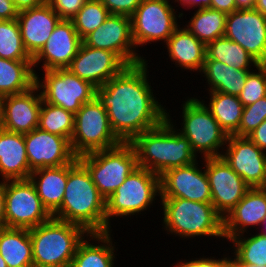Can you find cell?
I'll list each match as a JSON object with an SVG mask.
<instances>
[{"label": "cell", "mask_w": 266, "mask_h": 267, "mask_svg": "<svg viewBox=\"0 0 266 267\" xmlns=\"http://www.w3.org/2000/svg\"><path fill=\"white\" fill-rule=\"evenodd\" d=\"M147 68V61L128 65L96 87L95 97L106 109L111 129L122 143H130L167 118V110L154 97Z\"/></svg>", "instance_id": "obj_1"}, {"label": "cell", "mask_w": 266, "mask_h": 267, "mask_svg": "<svg viewBox=\"0 0 266 267\" xmlns=\"http://www.w3.org/2000/svg\"><path fill=\"white\" fill-rule=\"evenodd\" d=\"M52 217L83 227L88 233H106V203L78 158L68 164L61 206Z\"/></svg>", "instance_id": "obj_2"}, {"label": "cell", "mask_w": 266, "mask_h": 267, "mask_svg": "<svg viewBox=\"0 0 266 267\" xmlns=\"http://www.w3.org/2000/svg\"><path fill=\"white\" fill-rule=\"evenodd\" d=\"M171 116L158 126L136 136L130 144L133 146L138 166L158 176L166 170L183 167L197 161L188 139L177 131Z\"/></svg>", "instance_id": "obj_3"}, {"label": "cell", "mask_w": 266, "mask_h": 267, "mask_svg": "<svg viewBox=\"0 0 266 267\" xmlns=\"http://www.w3.org/2000/svg\"><path fill=\"white\" fill-rule=\"evenodd\" d=\"M29 233L34 267H70L79 243L89 234L79 225L54 217Z\"/></svg>", "instance_id": "obj_4"}, {"label": "cell", "mask_w": 266, "mask_h": 267, "mask_svg": "<svg viewBox=\"0 0 266 267\" xmlns=\"http://www.w3.org/2000/svg\"><path fill=\"white\" fill-rule=\"evenodd\" d=\"M163 209V227L180 238L207 236L223 238V218L212 203L183 198H160Z\"/></svg>", "instance_id": "obj_5"}, {"label": "cell", "mask_w": 266, "mask_h": 267, "mask_svg": "<svg viewBox=\"0 0 266 267\" xmlns=\"http://www.w3.org/2000/svg\"><path fill=\"white\" fill-rule=\"evenodd\" d=\"M160 197V176L138 166L126 180L105 200L106 232L112 231L111 222L114 217H131L147 210L155 197ZM124 216V217H123ZM112 218V219H110Z\"/></svg>", "instance_id": "obj_6"}, {"label": "cell", "mask_w": 266, "mask_h": 267, "mask_svg": "<svg viewBox=\"0 0 266 267\" xmlns=\"http://www.w3.org/2000/svg\"><path fill=\"white\" fill-rule=\"evenodd\" d=\"M182 105V121L180 129H176L190 142L193 152L204 158L221 157L227 144L228 135L221 128L205 104L191 97ZM222 149L220 151L219 149Z\"/></svg>", "instance_id": "obj_7"}, {"label": "cell", "mask_w": 266, "mask_h": 267, "mask_svg": "<svg viewBox=\"0 0 266 267\" xmlns=\"http://www.w3.org/2000/svg\"><path fill=\"white\" fill-rule=\"evenodd\" d=\"M89 171L100 195L106 200L138 167L137 156L130 143L94 151L78 157Z\"/></svg>", "instance_id": "obj_8"}, {"label": "cell", "mask_w": 266, "mask_h": 267, "mask_svg": "<svg viewBox=\"0 0 266 267\" xmlns=\"http://www.w3.org/2000/svg\"><path fill=\"white\" fill-rule=\"evenodd\" d=\"M70 143L77 157L122 143L112 131L107 111L96 97L84 103L75 114Z\"/></svg>", "instance_id": "obj_9"}, {"label": "cell", "mask_w": 266, "mask_h": 267, "mask_svg": "<svg viewBox=\"0 0 266 267\" xmlns=\"http://www.w3.org/2000/svg\"><path fill=\"white\" fill-rule=\"evenodd\" d=\"M43 72V79L36 75V85L43 100L51 105L76 114L84 103L92 101L96 96V87L67 68Z\"/></svg>", "instance_id": "obj_10"}, {"label": "cell", "mask_w": 266, "mask_h": 267, "mask_svg": "<svg viewBox=\"0 0 266 267\" xmlns=\"http://www.w3.org/2000/svg\"><path fill=\"white\" fill-rule=\"evenodd\" d=\"M169 0H142L136 11L130 16L132 36L135 47L147 43L162 41L167 42L173 32L180 26L177 17H183V13L176 15Z\"/></svg>", "instance_id": "obj_11"}, {"label": "cell", "mask_w": 266, "mask_h": 267, "mask_svg": "<svg viewBox=\"0 0 266 267\" xmlns=\"http://www.w3.org/2000/svg\"><path fill=\"white\" fill-rule=\"evenodd\" d=\"M4 197L6 227L32 229L52 217L30 179L4 181Z\"/></svg>", "instance_id": "obj_12"}, {"label": "cell", "mask_w": 266, "mask_h": 267, "mask_svg": "<svg viewBox=\"0 0 266 267\" xmlns=\"http://www.w3.org/2000/svg\"><path fill=\"white\" fill-rule=\"evenodd\" d=\"M82 41L87 46L115 53L127 66L146 61L145 57L135 52L130 16L110 14Z\"/></svg>", "instance_id": "obj_13"}, {"label": "cell", "mask_w": 266, "mask_h": 267, "mask_svg": "<svg viewBox=\"0 0 266 267\" xmlns=\"http://www.w3.org/2000/svg\"><path fill=\"white\" fill-rule=\"evenodd\" d=\"M203 160L211 189V203L215 211L224 219L250 187L222 157Z\"/></svg>", "instance_id": "obj_14"}, {"label": "cell", "mask_w": 266, "mask_h": 267, "mask_svg": "<svg viewBox=\"0 0 266 267\" xmlns=\"http://www.w3.org/2000/svg\"><path fill=\"white\" fill-rule=\"evenodd\" d=\"M224 37L238 43L259 64L265 61L266 17L255 8L227 14Z\"/></svg>", "instance_id": "obj_15"}, {"label": "cell", "mask_w": 266, "mask_h": 267, "mask_svg": "<svg viewBox=\"0 0 266 267\" xmlns=\"http://www.w3.org/2000/svg\"><path fill=\"white\" fill-rule=\"evenodd\" d=\"M221 157L250 188L266 187V154L248 137L228 136Z\"/></svg>", "instance_id": "obj_16"}, {"label": "cell", "mask_w": 266, "mask_h": 267, "mask_svg": "<svg viewBox=\"0 0 266 267\" xmlns=\"http://www.w3.org/2000/svg\"><path fill=\"white\" fill-rule=\"evenodd\" d=\"M193 164L166 170L160 175L159 198H183L195 202L211 203V189L205 168ZM199 168V169H198Z\"/></svg>", "instance_id": "obj_17"}, {"label": "cell", "mask_w": 266, "mask_h": 267, "mask_svg": "<svg viewBox=\"0 0 266 267\" xmlns=\"http://www.w3.org/2000/svg\"><path fill=\"white\" fill-rule=\"evenodd\" d=\"M24 141L31 171L67 165L78 158L69 139L39 128L24 134Z\"/></svg>", "instance_id": "obj_18"}, {"label": "cell", "mask_w": 266, "mask_h": 267, "mask_svg": "<svg viewBox=\"0 0 266 267\" xmlns=\"http://www.w3.org/2000/svg\"><path fill=\"white\" fill-rule=\"evenodd\" d=\"M82 39L71 20L61 19L55 26L45 45L32 58L33 68L42 70L66 69L77 55ZM44 62L42 65L40 63Z\"/></svg>", "instance_id": "obj_19"}, {"label": "cell", "mask_w": 266, "mask_h": 267, "mask_svg": "<svg viewBox=\"0 0 266 267\" xmlns=\"http://www.w3.org/2000/svg\"><path fill=\"white\" fill-rule=\"evenodd\" d=\"M126 66L115 53L96 49L82 42L67 69L94 87H101Z\"/></svg>", "instance_id": "obj_20"}, {"label": "cell", "mask_w": 266, "mask_h": 267, "mask_svg": "<svg viewBox=\"0 0 266 267\" xmlns=\"http://www.w3.org/2000/svg\"><path fill=\"white\" fill-rule=\"evenodd\" d=\"M42 101V94L37 85L26 92L4 96L2 111L4 129L26 134L38 128Z\"/></svg>", "instance_id": "obj_21"}, {"label": "cell", "mask_w": 266, "mask_h": 267, "mask_svg": "<svg viewBox=\"0 0 266 267\" xmlns=\"http://www.w3.org/2000/svg\"><path fill=\"white\" fill-rule=\"evenodd\" d=\"M60 20L58 13L47 1L38 7L18 13L22 42L32 58L45 45Z\"/></svg>", "instance_id": "obj_22"}, {"label": "cell", "mask_w": 266, "mask_h": 267, "mask_svg": "<svg viewBox=\"0 0 266 267\" xmlns=\"http://www.w3.org/2000/svg\"><path fill=\"white\" fill-rule=\"evenodd\" d=\"M266 216V187L250 188L223 219V234L228 241L247 233L249 226H260Z\"/></svg>", "instance_id": "obj_23"}, {"label": "cell", "mask_w": 266, "mask_h": 267, "mask_svg": "<svg viewBox=\"0 0 266 267\" xmlns=\"http://www.w3.org/2000/svg\"><path fill=\"white\" fill-rule=\"evenodd\" d=\"M31 170L24 134L4 130L0 136V176L2 181L29 179Z\"/></svg>", "instance_id": "obj_24"}, {"label": "cell", "mask_w": 266, "mask_h": 267, "mask_svg": "<svg viewBox=\"0 0 266 267\" xmlns=\"http://www.w3.org/2000/svg\"><path fill=\"white\" fill-rule=\"evenodd\" d=\"M165 44L170 60L175 62V66L201 73L206 59V45L185 26H179Z\"/></svg>", "instance_id": "obj_25"}, {"label": "cell", "mask_w": 266, "mask_h": 267, "mask_svg": "<svg viewBox=\"0 0 266 267\" xmlns=\"http://www.w3.org/2000/svg\"><path fill=\"white\" fill-rule=\"evenodd\" d=\"M68 177V164L59 167L39 168L31 172L34 184L43 206L52 215L62 204Z\"/></svg>", "instance_id": "obj_26"}, {"label": "cell", "mask_w": 266, "mask_h": 267, "mask_svg": "<svg viewBox=\"0 0 266 267\" xmlns=\"http://www.w3.org/2000/svg\"><path fill=\"white\" fill-rule=\"evenodd\" d=\"M86 239L89 241L95 240L94 242H98V244L90 243ZM86 239L84 238L79 243L70 267H114L116 248L112 244L111 231L89 233Z\"/></svg>", "instance_id": "obj_27"}, {"label": "cell", "mask_w": 266, "mask_h": 267, "mask_svg": "<svg viewBox=\"0 0 266 267\" xmlns=\"http://www.w3.org/2000/svg\"><path fill=\"white\" fill-rule=\"evenodd\" d=\"M0 254L8 267H34L29 229L0 228Z\"/></svg>", "instance_id": "obj_28"}, {"label": "cell", "mask_w": 266, "mask_h": 267, "mask_svg": "<svg viewBox=\"0 0 266 267\" xmlns=\"http://www.w3.org/2000/svg\"><path fill=\"white\" fill-rule=\"evenodd\" d=\"M250 71L235 69L217 60H205L201 75L207 79L209 92L238 96Z\"/></svg>", "instance_id": "obj_29"}, {"label": "cell", "mask_w": 266, "mask_h": 267, "mask_svg": "<svg viewBox=\"0 0 266 267\" xmlns=\"http://www.w3.org/2000/svg\"><path fill=\"white\" fill-rule=\"evenodd\" d=\"M36 70L32 61L0 58V94H20L36 85Z\"/></svg>", "instance_id": "obj_30"}, {"label": "cell", "mask_w": 266, "mask_h": 267, "mask_svg": "<svg viewBox=\"0 0 266 267\" xmlns=\"http://www.w3.org/2000/svg\"><path fill=\"white\" fill-rule=\"evenodd\" d=\"M209 95V105H207L204 100L201 101L210 110L212 116L228 136H237V129L239 128L244 110V106L238 96L216 91L209 92Z\"/></svg>", "instance_id": "obj_31"}, {"label": "cell", "mask_w": 266, "mask_h": 267, "mask_svg": "<svg viewBox=\"0 0 266 267\" xmlns=\"http://www.w3.org/2000/svg\"><path fill=\"white\" fill-rule=\"evenodd\" d=\"M205 60H217L241 70H253L259 65L244 48L226 37L217 38L206 45Z\"/></svg>", "instance_id": "obj_32"}, {"label": "cell", "mask_w": 266, "mask_h": 267, "mask_svg": "<svg viewBox=\"0 0 266 267\" xmlns=\"http://www.w3.org/2000/svg\"><path fill=\"white\" fill-rule=\"evenodd\" d=\"M186 29L204 45L224 37L227 14L212 8L197 9Z\"/></svg>", "instance_id": "obj_33"}, {"label": "cell", "mask_w": 266, "mask_h": 267, "mask_svg": "<svg viewBox=\"0 0 266 267\" xmlns=\"http://www.w3.org/2000/svg\"><path fill=\"white\" fill-rule=\"evenodd\" d=\"M233 243L234 253L230 258L234 263H248L255 266H266V235L257 233L251 237L243 234L229 240Z\"/></svg>", "instance_id": "obj_34"}, {"label": "cell", "mask_w": 266, "mask_h": 267, "mask_svg": "<svg viewBox=\"0 0 266 267\" xmlns=\"http://www.w3.org/2000/svg\"><path fill=\"white\" fill-rule=\"evenodd\" d=\"M75 114L44 100L41 104L38 128L71 140Z\"/></svg>", "instance_id": "obj_35"}, {"label": "cell", "mask_w": 266, "mask_h": 267, "mask_svg": "<svg viewBox=\"0 0 266 267\" xmlns=\"http://www.w3.org/2000/svg\"><path fill=\"white\" fill-rule=\"evenodd\" d=\"M0 58L32 61L24 48L17 19L0 20Z\"/></svg>", "instance_id": "obj_36"}, {"label": "cell", "mask_w": 266, "mask_h": 267, "mask_svg": "<svg viewBox=\"0 0 266 267\" xmlns=\"http://www.w3.org/2000/svg\"><path fill=\"white\" fill-rule=\"evenodd\" d=\"M110 15L101 0H87L78 13L70 20L83 40L88 34L102 25Z\"/></svg>", "instance_id": "obj_37"}, {"label": "cell", "mask_w": 266, "mask_h": 267, "mask_svg": "<svg viewBox=\"0 0 266 267\" xmlns=\"http://www.w3.org/2000/svg\"><path fill=\"white\" fill-rule=\"evenodd\" d=\"M256 69L248 73L244 87L238 95L243 106L251 105L266 96V66L259 64Z\"/></svg>", "instance_id": "obj_38"}, {"label": "cell", "mask_w": 266, "mask_h": 267, "mask_svg": "<svg viewBox=\"0 0 266 267\" xmlns=\"http://www.w3.org/2000/svg\"><path fill=\"white\" fill-rule=\"evenodd\" d=\"M266 119V96L251 105L244 106L238 137H247Z\"/></svg>", "instance_id": "obj_39"}, {"label": "cell", "mask_w": 266, "mask_h": 267, "mask_svg": "<svg viewBox=\"0 0 266 267\" xmlns=\"http://www.w3.org/2000/svg\"><path fill=\"white\" fill-rule=\"evenodd\" d=\"M61 19L70 20L83 7L87 0H46Z\"/></svg>", "instance_id": "obj_40"}, {"label": "cell", "mask_w": 266, "mask_h": 267, "mask_svg": "<svg viewBox=\"0 0 266 267\" xmlns=\"http://www.w3.org/2000/svg\"><path fill=\"white\" fill-rule=\"evenodd\" d=\"M110 14L131 16L142 0H101Z\"/></svg>", "instance_id": "obj_41"}, {"label": "cell", "mask_w": 266, "mask_h": 267, "mask_svg": "<svg viewBox=\"0 0 266 267\" xmlns=\"http://www.w3.org/2000/svg\"><path fill=\"white\" fill-rule=\"evenodd\" d=\"M230 257H223L221 259H215L214 257H205L195 258L188 260L187 262L177 261V264L173 267H221Z\"/></svg>", "instance_id": "obj_42"}, {"label": "cell", "mask_w": 266, "mask_h": 267, "mask_svg": "<svg viewBox=\"0 0 266 267\" xmlns=\"http://www.w3.org/2000/svg\"><path fill=\"white\" fill-rule=\"evenodd\" d=\"M247 137L261 150L266 152V119Z\"/></svg>", "instance_id": "obj_43"}, {"label": "cell", "mask_w": 266, "mask_h": 267, "mask_svg": "<svg viewBox=\"0 0 266 267\" xmlns=\"http://www.w3.org/2000/svg\"><path fill=\"white\" fill-rule=\"evenodd\" d=\"M17 15L18 12L12 1L4 0V2H0V20L17 19Z\"/></svg>", "instance_id": "obj_44"}, {"label": "cell", "mask_w": 266, "mask_h": 267, "mask_svg": "<svg viewBox=\"0 0 266 267\" xmlns=\"http://www.w3.org/2000/svg\"><path fill=\"white\" fill-rule=\"evenodd\" d=\"M209 8L224 12L226 14L237 10L235 0H211Z\"/></svg>", "instance_id": "obj_45"}, {"label": "cell", "mask_w": 266, "mask_h": 267, "mask_svg": "<svg viewBox=\"0 0 266 267\" xmlns=\"http://www.w3.org/2000/svg\"><path fill=\"white\" fill-rule=\"evenodd\" d=\"M45 2L46 0H14L13 4L16 11L19 13L28 9L38 7Z\"/></svg>", "instance_id": "obj_46"}, {"label": "cell", "mask_w": 266, "mask_h": 267, "mask_svg": "<svg viewBox=\"0 0 266 267\" xmlns=\"http://www.w3.org/2000/svg\"><path fill=\"white\" fill-rule=\"evenodd\" d=\"M174 2H178V4L180 3L183 7L187 6V9H191L193 7H195V9H203L210 7L211 0H175Z\"/></svg>", "instance_id": "obj_47"}, {"label": "cell", "mask_w": 266, "mask_h": 267, "mask_svg": "<svg viewBox=\"0 0 266 267\" xmlns=\"http://www.w3.org/2000/svg\"><path fill=\"white\" fill-rule=\"evenodd\" d=\"M6 227L5 221V197H4V181H0V228Z\"/></svg>", "instance_id": "obj_48"}, {"label": "cell", "mask_w": 266, "mask_h": 267, "mask_svg": "<svg viewBox=\"0 0 266 267\" xmlns=\"http://www.w3.org/2000/svg\"><path fill=\"white\" fill-rule=\"evenodd\" d=\"M256 0H235L237 9H254Z\"/></svg>", "instance_id": "obj_49"}, {"label": "cell", "mask_w": 266, "mask_h": 267, "mask_svg": "<svg viewBox=\"0 0 266 267\" xmlns=\"http://www.w3.org/2000/svg\"><path fill=\"white\" fill-rule=\"evenodd\" d=\"M254 8L266 17V0H256Z\"/></svg>", "instance_id": "obj_50"}, {"label": "cell", "mask_w": 266, "mask_h": 267, "mask_svg": "<svg viewBox=\"0 0 266 267\" xmlns=\"http://www.w3.org/2000/svg\"><path fill=\"white\" fill-rule=\"evenodd\" d=\"M3 99L4 96L0 94V124H2Z\"/></svg>", "instance_id": "obj_51"}, {"label": "cell", "mask_w": 266, "mask_h": 267, "mask_svg": "<svg viewBox=\"0 0 266 267\" xmlns=\"http://www.w3.org/2000/svg\"><path fill=\"white\" fill-rule=\"evenodd\" d=\"M221 267H235V263L229 258Z\"/></svg>", "instance_id": "obj_52"}, {"label": "cell", "mask_w": 266, "mask_h": 267, "mask_svg": "<svg viewBox=\"0 0 266 267\" xmlns=\"http://www.w3.org/2000/svg\"><path fill=\"white\" fill-rule=\"evenodd\" d=\"M260 226L264 227V229H262V230L260 231V233L266 235V216H265V218H264V220H263V222L261 223ZM263 230H264V231H263Z\"/></svg>", "instance_id": "obj_53"}, {"label": "cell", "mask_w": 266, "mask_h": 267, "mask_svg": "<svg viewBox=\"0 0 266 267\" xmlns=\"http://www.w3.org/2000/svg\"><path fill=\"white\" fill-rule=\"evenodd\" d=\"M235 267H251L248 263H235Z\"/></svg>", "instance_id": "obj_54"}, {"label": "cell", "mask_w": 266, "mask_h": 267, "mask_svg": "<svg viewBox=\"0 0 266 267\" xmlns=\"http://www.w3.org/2000/svg\"><path fill=\"white\" fill-rule=\"evenodd\" d=\"M0 267H8L7 263L5 262V260L2 258L1 254H0Z\"/></svg>", "instance_id": "obj_55"}, {"label": "cell", "mask_w": 266, "mask_h": 267, "mask_svg": "<svg viewBox=\"0 0 266 267\" xmlns=\"http://www.w3.org/2000/svg\"><path fill=\"white\" fill-rule=\"evenodd\" d=\"M4 130H5V129H4L3 125L0 124V136H1V134H2V132H3Z\"/></svg>", "instance_id": "obj_56"}, {"label": "cell", "mask_w": 266, "mask_h": 267, "mask_svg": "<svg viewBox=\"0 0 266 267\" xmlns=\"http://www.w3.org/2000/svg\"><path fill=\"white\" fill-rule=\"evenodd\" d=\"M261 65L266 66V56H265V61Z\"/></svg>", "instance_id": "obj_57"}, {"label": "cell", "mask_w": 266, "mask_h": 267, "mask_svg": "<svg viewBox=\"0 0 266 267\" xmlns=\"http://www.w3.org/2000/svg\"><path fill=\"white\" fill-rule=\"evenodd\" d=\"M251 267H266V266H255V265H251Z\"/></svg>", "instance_id": "obj_58"}]
</instances>
